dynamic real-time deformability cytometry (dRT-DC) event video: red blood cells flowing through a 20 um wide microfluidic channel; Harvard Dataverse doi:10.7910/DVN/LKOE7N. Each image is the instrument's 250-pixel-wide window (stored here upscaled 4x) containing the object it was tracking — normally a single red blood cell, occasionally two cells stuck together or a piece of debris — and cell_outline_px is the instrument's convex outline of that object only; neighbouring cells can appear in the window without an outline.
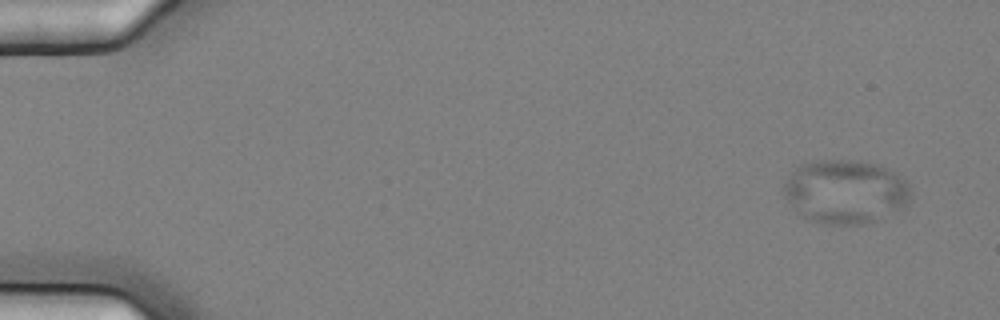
{"species": "common noctule bat (a hibernating species)", "species_latin": "Nyctalus noctula", "temperature_condition": "cold", "stored_images_in_passage": 5, "camera_frame_rate_fps": 3000, "um_per_image_px": 0.085, "animal": {"sex": "female", "body_mass_g": 25.1}, "frame": {"image": 1, "passage_image": 1, "time_ms": 0.0, "image_size_px": [1000, 320], "cell_outline_px": [[912, 192], [908, 204], [904, 208], [872, 220], [860, 224], [824, 224], [808, 220], [796, 212], [792, 208], [784, 196], [784, 184], [796, 164], [812, 160], [860, 160], [876, 164], [888, 168], [896, 172], [908, 180]], "centroid_in_image_um": [71.85, 16.26], "position_along_channel_um": 13.1, "area_um2": 47.92}}